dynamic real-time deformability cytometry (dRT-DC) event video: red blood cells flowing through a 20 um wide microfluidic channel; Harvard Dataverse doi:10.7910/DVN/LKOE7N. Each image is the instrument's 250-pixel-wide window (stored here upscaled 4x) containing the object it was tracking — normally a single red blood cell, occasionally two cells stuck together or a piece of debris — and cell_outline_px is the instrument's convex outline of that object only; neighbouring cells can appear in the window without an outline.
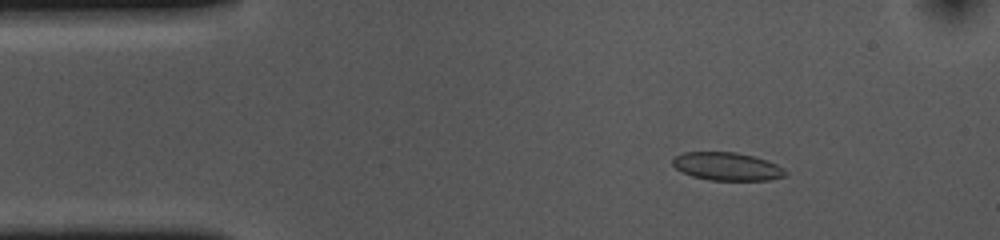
{"species": "common noctule bat (a hibernating species)", "species_latin": "Nyctalus noctula", "temperature_condition": "cold", "stored_images_in_passage": 53, "camera_frame_rate_fps": 3000, "um_per_image_px": 0.085, "animal": {"sex": "female", "body_mass_g": 10.0, "forearm_length_mm": 53.1}, "frame": {"image": 1, "passage_image": 7, "time_ms": 2.0, "image_size_px": [1000, 240], "cell_outline_px": [[788, 172], [784, 176], [768, 180], [708, 180], [692, 176], [676, 168], [672, 164], [672, 160], [676, 156], [684, 152], [736, 152], [752, 156], [776, 164], [784, 168]], "centroid_in_image_um": [61.79, 14.15], "position_along_channel_um": 23.2, "area_um2": 18.26}}
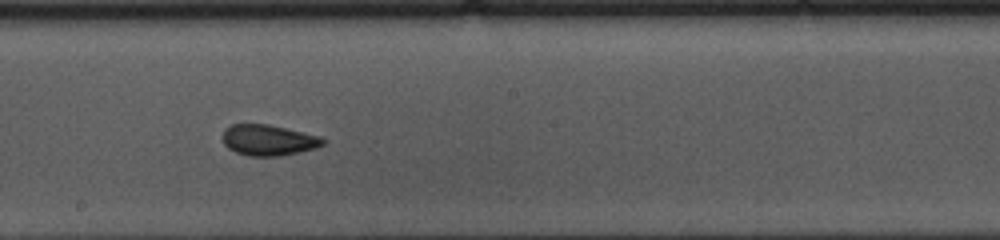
{"frame": {"image": 2, "passage_image": 28, "time_ms": 9.0, "image_size_px": [1000, 240], "cell_outline_px": [[328, 140], [324, 144], [316, 148], [280, 156], [248, 156], [236, 152], [228, 148], [224, 144], [220, 136], [224, 128], [232, 124], [268, 124], [320, 136]], "centroid_in_image_um": [22.79, 11.91], "position_along_channel_um": 225.4, "area_um2": 18.26}}
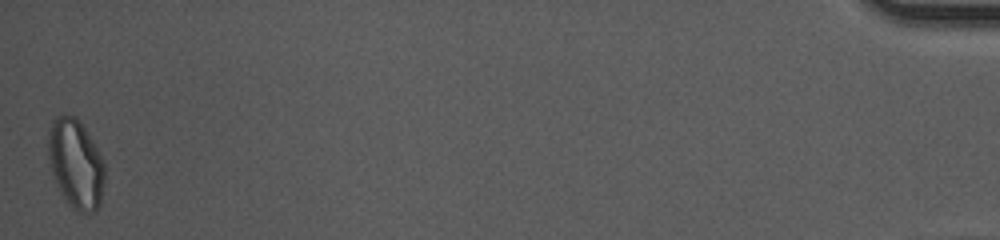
{"frame": {"image": 3, "passage_image": 53, "time_ms": 17.333, "image_size_px": [1000, 240], "cell_outline_px": [[104, 180], [100, 204], [96, 212], [80, 212], [72, 208], [68, 204], [60, 192], [52, 172], [48, 156], [48, 136], [52, 120], [56, 116], [76, 116], [84, 128], [96, 148], [104, 164]], "centroid_in_image_um": [6.43, 13.95], "position_along_channel_um": 428.8, "area_um2": 28.96}, "authors_computed_cell_mechanics": {"area_um2": 18.6694, "velocity_mm_per_s": 3.6475, "shape_relaxation_time_tau1_ms": null, "shape_relaxation_time_tau2_ms": 1.2767, "deformation_change_tau1": null, "deformation_change_tau2": 0.0417}}